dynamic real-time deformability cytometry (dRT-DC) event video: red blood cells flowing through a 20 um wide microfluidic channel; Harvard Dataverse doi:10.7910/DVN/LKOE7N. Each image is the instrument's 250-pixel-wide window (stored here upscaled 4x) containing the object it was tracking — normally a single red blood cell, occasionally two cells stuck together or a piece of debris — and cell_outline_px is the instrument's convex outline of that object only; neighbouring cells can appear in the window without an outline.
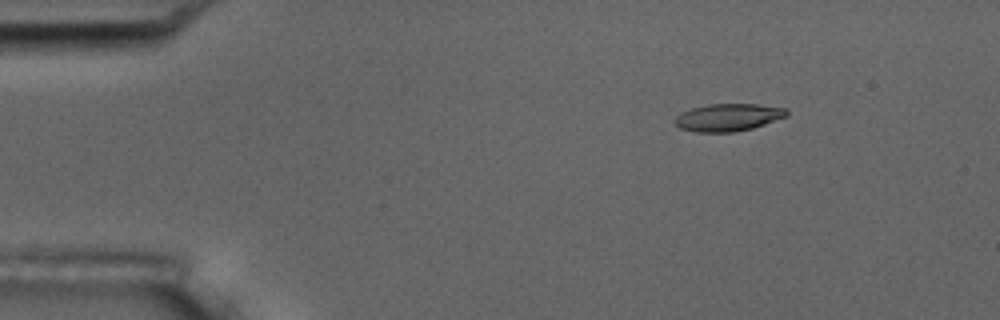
{"species": "common noctule bat (a hibernating species)", "species_latin": "Nyctalus noctula", "temperature_condition": "room temperature", "stored_images_in_passage": 5, "camera_frame_rate_fps": 3000, "um_per_image_px": 0.085, "animal": {"sex": "male", "body_mass_g": 17.5, "forearm_length_mm": 52.3}, "frame": {"image": 1, "passage_image": 1, "time_ms": 0.0, "image_size_px": [1000, 320], "cell_outline_px": [[788, 116], [752, 128], [732, 132], [696, 132], [680, 128], [672, 120], [680, 112], [692, 108], [708, 104], [756, 104], [788, 108]], "centroid_in_image_um": [61.88, 9.97], "position_along_channel_um": 23.1, "area_um2": 17.98}}
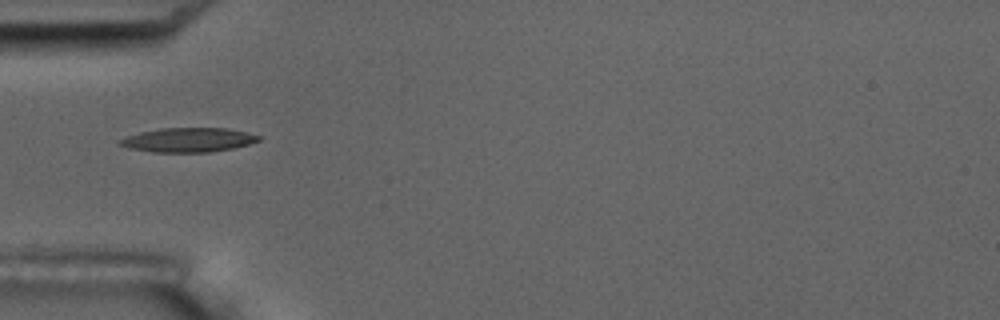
{"frame": {"image": 2, "passage_image": 4, "time_ms": 3.333, "image_size_px": [1000, 320], "cell_outline_px": [[260, 140], [248, 144], [232, 148], [208, 152], [152, 152], [132, 148], [116, 144], [116, 140], [140, 132], [160, 128], [228, 128], [248, 132], [260, 136]], "centroid_in_image_um": [15.98, 11.88], "position_along_channel_um": 69.0, "area_um2": 19.59}}